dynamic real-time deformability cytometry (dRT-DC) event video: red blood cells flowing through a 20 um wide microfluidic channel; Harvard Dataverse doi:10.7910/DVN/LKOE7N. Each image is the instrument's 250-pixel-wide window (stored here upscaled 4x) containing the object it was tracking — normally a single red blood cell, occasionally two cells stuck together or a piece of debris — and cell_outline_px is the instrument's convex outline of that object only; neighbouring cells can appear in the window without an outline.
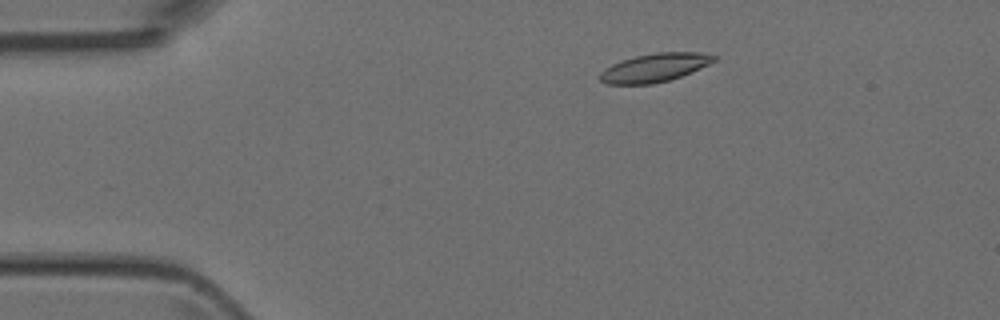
{"species": "Egyptian fruit bat (a non-hibernating species)", "species_latin": "Rousettus aegyptiacus", "temperature_condition": "room temperature", "stored_images_in_passage": 5, "camera_frame_rate_fps": 3000, "um_per_image_px": 0.085, "animal": {"sex": "female"}, "frame": {"image": 1, "passage_image": 2, "time_ms": 1.333, "image_size_px": [1000, 320], "cell_outline_px": [[716, 60], [692, 72], [668, 80], [652, 84], [604, 84], [600, 80], [600, 72], [604, 68], [620, 60], [636, 56], [656, 52], [700, 52], [716, 56]], "centroid_in_image_um": [55.61, 5.75], "position_along_channel_um": 29.4, "area_um2": 18.9}}
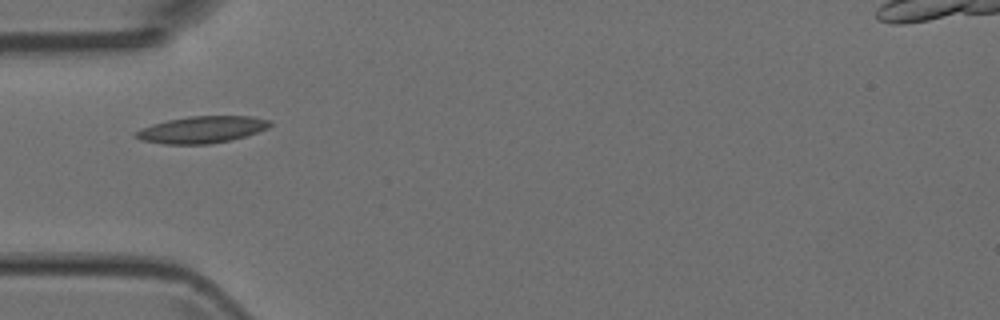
{"frame": {"image": 2, "passage_image": 4, "time_ms": 3.667, "image_size_px": [1000, 320], "cell_outline_px": [[272, 124], [268, 128], [232, 140], [208, 144], [164, 144], [140, 140], [132, 136], [140, 128], [152, 124], [168, 120], [188, 116], [252, 116], [272, 120]], "centroid_in_image_um": [17.15, 11.01], "position_along_channel_um": 67.9, "area_um2": 21.1}}
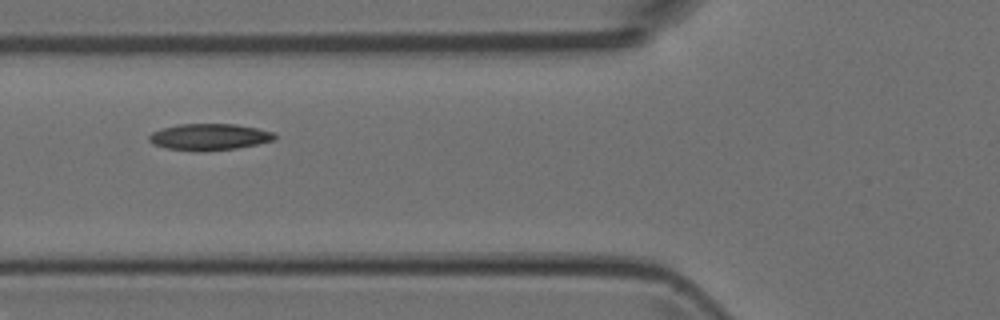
{"frame": {"image": 3, "passage_image": 5, "time_ms": 4.667, "image_size_px": [1000, 320], "cell_outline_px": [[276, 136], [272, 140], [256, 144], [236, 148], [168, 148], [156, 144], [148, 140], [148, 136], [152, 132], [164, 128], [180, 124], [236, 124], [256, 128], [272, 132]], "centroid_in_image_um": [17.81, 11.58], "position_along_channel_um": 108.0, "area_um2": 18.09}}